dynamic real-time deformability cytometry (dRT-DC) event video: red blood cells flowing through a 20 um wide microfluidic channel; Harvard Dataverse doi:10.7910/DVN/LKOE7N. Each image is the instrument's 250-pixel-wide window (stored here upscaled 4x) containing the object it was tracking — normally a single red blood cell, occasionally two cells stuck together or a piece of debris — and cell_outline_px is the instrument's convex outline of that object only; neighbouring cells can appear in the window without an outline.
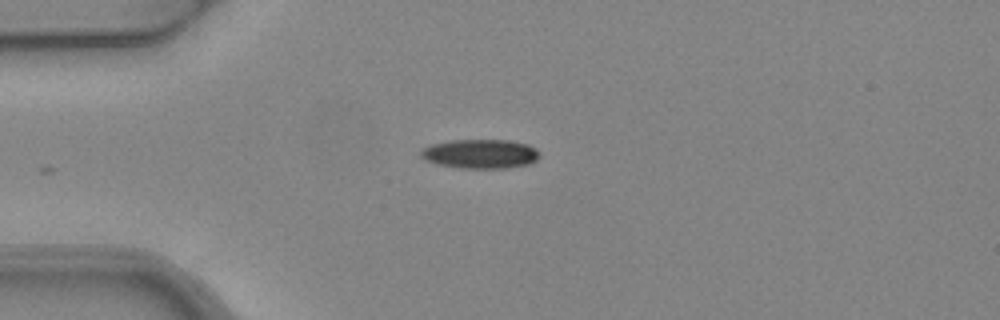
{"species": "common noctule bat (a hibernating species)", "species_latin": "Nyctalus noctula", "temperature_condition": "warm", "stored_images_in_passage": 5, "camera_frame_rate_fps": 3000, "um_per_image_px": 0.085, "animal": {"sex": "female", "body_mass_g": 24.6, "forearm_length_mm": 56.2}, "frame": {"image": 1, "passage_image": 1, "time_ms": 0.0, "image_size_px": [1000, 320], "cell_outline_px": [[540, 156], [532, 164], [504, 168], [464, 168], [436, 164], [424, 160], [420, 156], [420, 152], [424, 148], [432, 144], [452, 140], [508, 140], [528, 144], [536, 148], [540, 152]], "centroid_in_image_um": [40.86, 13.08], "position_along_channel_um": 44.1, "area_um2": 20.35}}
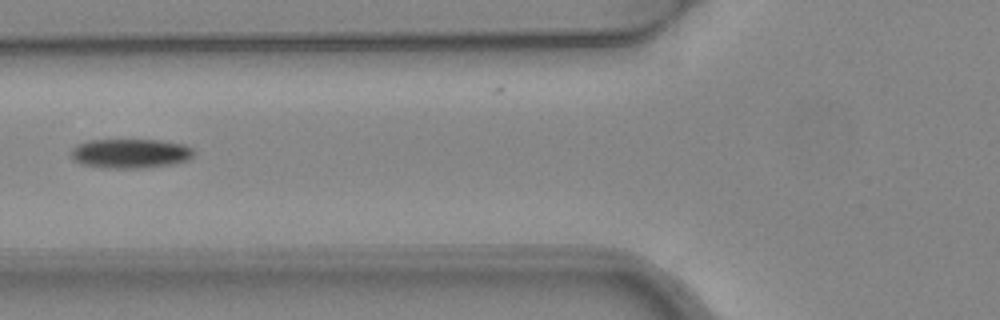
{"frame": {"image": 2, "passage_image": 3, "time_ms": 0.667, "image_size_px": [1000, 320], "cell_outline_px": [[196, 152], [188, 160], [172, 164], [140, 168], [100, 168], [80, 164], [72, 156], [72, 148], [76, 144], [88, 140], [160, 140], [184, 144], [192, 148]], "centroid_in_image_um": [11.08, 13.04], "position_along_channel_um": 114.7, "area_um2": 21.15}}
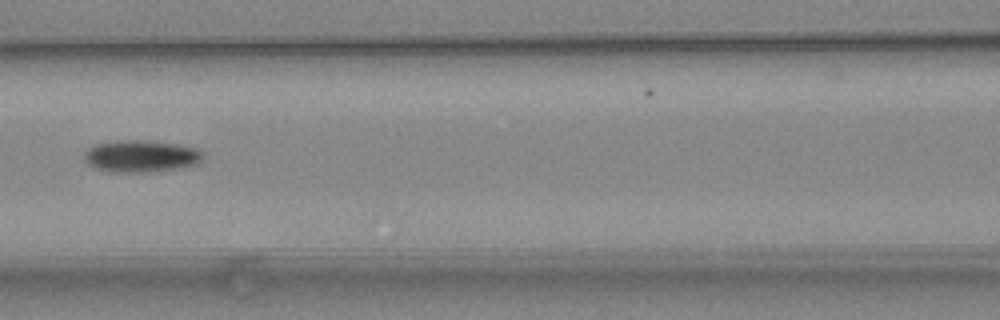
{"frame": {"image": 3, "passage_image": 4, "time_ms": 1.0, "image_size_px": [1000, 320], "cell_outline_px": [[204, 156], [196, 164], [180, 168], [152, 172], [112, 172], [92, 168], [84, 160], [84, 152], [88, 148], [96, 144], [116, 140], [148, 140], [176, 144], [196, 148], [204, 152]], "centroid_in_image_um": [11.96, 13.28], "position_along_channel_um": 154.6, "area_um2": 22.43}}